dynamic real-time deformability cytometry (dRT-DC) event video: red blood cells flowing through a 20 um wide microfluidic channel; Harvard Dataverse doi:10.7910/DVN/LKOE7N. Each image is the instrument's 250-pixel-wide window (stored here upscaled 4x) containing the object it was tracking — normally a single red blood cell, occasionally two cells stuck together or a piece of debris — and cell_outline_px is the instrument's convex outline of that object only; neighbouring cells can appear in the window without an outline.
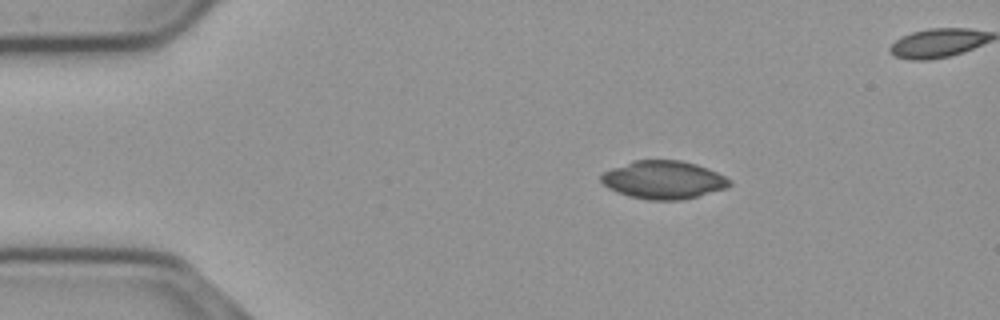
{"species": "common noctule bat (a hibernating species)", "species_latin": "Nyctalus noctula", "temperature_condition": "cold", "stored_images_in_passage": 45, "camera_frame_rate_fps": 3000, "um_per_image_px": 0.085, "animal": {"sex": "male", "body_mass_g": 23.1, "forearm_length_mm": 52.7}, "frame": {"image": 1, "passage_image": 8, "time_ms": 2.333, "image_size_px": [1000, 320], "cell_outline_px": [[732, 184], [724, 188], [696, 196], [680, 200], [648, 200], [628, 196], [616, 192], [608, 188], [600, 180], [600, 176], [604, 172], [612, 168], [632, 160], [680, 160], [696, 164], [716, 172], [732, 180]], "centroid_in_image_um": [56.36, 15.28], "position_along_channel_um": 28.6, "area_um2": 28.38}}
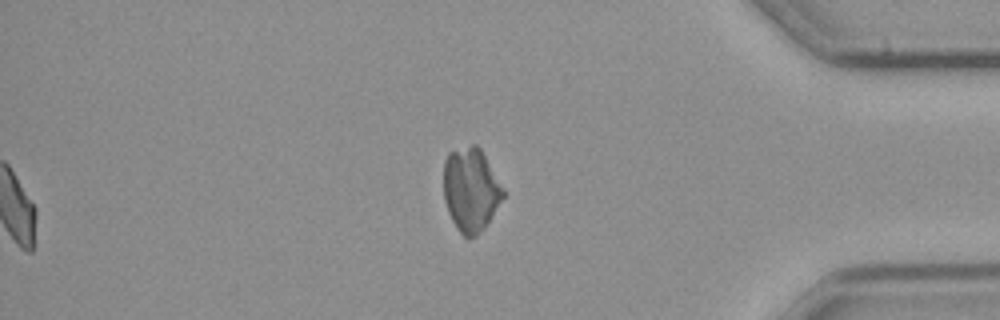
{"frame": {"image": 2, "passage_image": 45, "time_ms": 14.667, "image_size_px": [1000, 320], "cell_outline_px": [[504, 196], [484, 228], [476, 236], [464, 236], [456, 228], [448, 212], [444, 200], [444, 160], [448, 152], [472, 144], [476, 144], [480, 148], [504, 192]], "centroid_in_image_um": [39.98, 16.11], "position_along_channel_um": 395.2, "area_um2": 28.55}}